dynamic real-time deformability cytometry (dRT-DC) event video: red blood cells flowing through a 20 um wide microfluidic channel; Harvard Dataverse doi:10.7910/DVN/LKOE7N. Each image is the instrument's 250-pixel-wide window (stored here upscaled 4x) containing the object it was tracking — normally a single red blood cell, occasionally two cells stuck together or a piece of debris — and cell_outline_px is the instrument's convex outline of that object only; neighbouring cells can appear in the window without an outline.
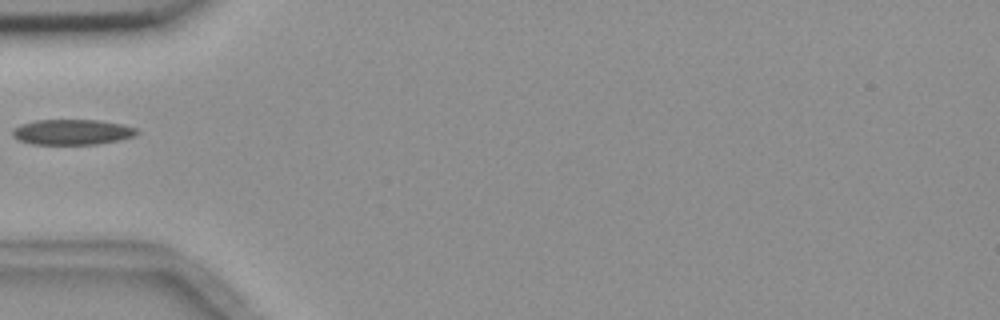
{"species": "common noctule bat (a hibernating species)", "species_latin": "Nyctalus noctula", "temperature_condition": "room temperature", "stored_images_in_passage": 4, "segment_of_instrument_passage": [2, 2], "camera_frame_rate_fps": 3000, "um_per_image_px": 0.085, "animal": {"sex": "female", "body_mass_g": 18.4}, "frame": {"image": 1, "passage_image": 4, "time_ms": 4.333, "image_size_px": [1000, 320], "cell_outline_px": [[140, 132], [136, 136], [120, 140], [96, 144], [32, 144], [20, 140], [12, 136], [12, 132], [20, 124], [36, 120], [96, 120], [124, 124], [136, 128]], "centroid_in_image_um": [6.19, 11.22], "position_along_channel_um": 78.8, "area_um2": 18.44}}